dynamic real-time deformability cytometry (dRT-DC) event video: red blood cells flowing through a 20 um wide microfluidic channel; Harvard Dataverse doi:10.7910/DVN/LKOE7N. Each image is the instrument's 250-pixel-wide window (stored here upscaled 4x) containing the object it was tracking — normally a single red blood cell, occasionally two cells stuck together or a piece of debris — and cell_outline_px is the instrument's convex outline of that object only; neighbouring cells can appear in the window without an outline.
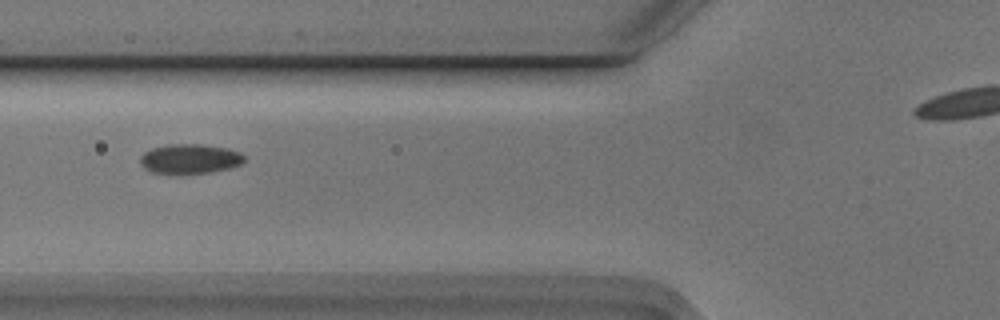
{"species": "Egyptian fruit bat (a non-hibernating species)", "species_latin": "Rousettus aegyptiacus", "temperature_condition": "cold", "stored_images_in_passage": 4, "camera_frame_rate_fps": 3000, "um_per_image_px": 0.085, "animal": {"sex": "male"}, "frame": {"image": 1, "passage_image": 2, "time_ms": 0.333, "image_size_px": [1000, 320], "cell_outline_px": [[244, 160], [240, 164], [228, 168], [212, 172], [152, 172], [144, 168], [140, 164], [140, 156], [144, 152], [152, 148], [168, 144], [204, 144], [228, 148], [240, 152], [244, 156]], "centroid_in_image_um": [16.14, 13.47], "position_along_channel_um": 109.7, "area_um2": 17.69}}
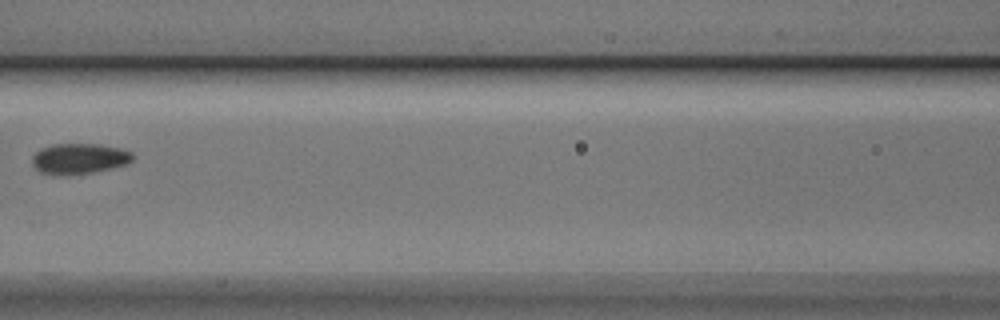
{"frame": {"image": 2, "passage_image": 3, "time_ms": 0.667, "image_size_px": [1000, 320], "cell_outline_px": [[132, 160], [124, 164], [112, 168], [96, 172], [40, 172], [32, 164], [32, 156], [40, 148], [52, 144], [100, 144], [120, 148], [132, 152]], "centroid_in_image_um": [6.75, 13.43], "position_along_channel_um": 159.9, "area_um2": 17.22}}
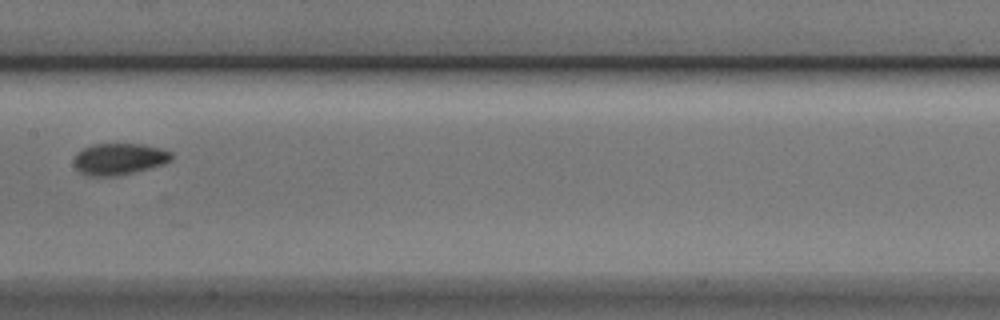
{"frame": {"image": 3, "passage_image": 4, "time_ms": 1.0, "image_size_px": [1000, 320], "cell_outline_px": [[172, 160], [164, 164], [120, 176], [88, 176], [80, 172], [76, 168], [76, 152], [92, 144], [144, 144], [160, 148], [172, 152]], "centroid_in_image_um": [10.16, 13.52], "position_along_channel_um": 197.2, "area_um2": 17.98}}